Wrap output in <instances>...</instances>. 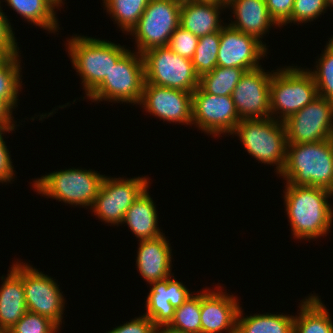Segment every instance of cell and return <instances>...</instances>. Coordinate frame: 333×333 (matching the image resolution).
<instances>
[{
  "label": "cell",
  "mask_w": 333,
  "mask_h": 333,
  "mask_svg": "<svg viewBox=\"0 0 333 333\" xmlns=\"http://www.w3.org/2000/svg\"><path fill=\"white\" fill-rule=\"evenodd\" d=\"M284 185L283 204L293 239L309 242L329 235L333 228V192L320 187Z\"/></svg>",
  "instance_id": "obj_1"
},
{
  "label": "cell",
  "mask_w": 333,
  "mask_h": 333,
  "mask_svg": "<svg viewBox=\"0 0 333 333\" xmlns=\"http://www.w3.org/2000/svg\"><path fill=\"white\" fill-rule=\"evenodd\" d=\"M64 46L72 68L81 78L80 84L85 91L83 100L105 79L130 48L107 39L79 34L66 38Z\"/></svg>",
  "instance_id": "obj_2"
},
{
  "label": "cell",
  "mask_w": 333,
  "mask_h": 333,
  "mask_svg": "<svg viewBox=\"0 0 333 333\" xmlns=\"http://www.w3.org/2000/svg\"><path fill=\"white\" fill-rule=\"evenodd\" d=\"M279 177L296 186H313L333 192V142L288 143L286 162Z\"/></svg>",
  "instance_id": "obj_3"
},
{
  "label": "cell",
  "mask_w": 333,
  "mask_h": 333,
  "mask_svg": "<svg viewBox=\"0 0 333 333\" xmlns=\"http://www.w3.org/2000/svg\"><path fill=\"white\" fill-rule=\"evenodd\" d=\"M105 174L89 168L55 170L38 178H32L33 191L45 198L69 204L75 208L91 209Z\"/></svg>",
  "instance_id": "obj_4"
},
{
  "label": "cell",
  "mask_w": 333,
  "mask_h": 333,
  "mask_svg": "<svg viewBox=\"0 0 333 333\" xmlns=\"http://www.w3.org/2000/svg\"><path fill=\"white\" fill-rule=\"evenodd\" d=\"M239 138L245 151L259 163L276 166L277 177L284 168L287 136L284 123L273 118L243 119L232 132Z\"/></svg>",
  "instance_id": "obj_5"
},
{
  "label": "cell",
  "mask_w": 333,
  "mask_h": 333,
  "mask_svg": "<svg viewBox=\"0 0 333 333\" xmlns=\"http://www.w3.org/2000/svg\"><path fill=\"white\" fill-rule=\"evenodd\" d=\"M291 65L276 68L270 81L271 118L281 122L318 97L312 75L301 65Z\"/></svg>",
  "instance_id": "obj_6"
},
{
  "label": "cell",
  "mask_w": 333,
  "mask_h": 333,
  "mask_svg": "<svg viewBox=\"0 0 333 333\" xmlns=\"http://www.w3.org/2000/svg\"><path fill=\"white\" fill-rule=\"evenodd\" d=\"M145 83L142 54L129 49L112 67L105 79L85 98L94 103L106 101L139 105Z\"/></svg>",
  "instance_id": "obj_7"
},
{
  "label": "cell",
  "mask_w": 333,
  "mask_h": 333,
  "mask_svg": "<svg viewBox=\"0 0 333 333\" xmlns=\"http://www.w3.org/2000/svg\"><path fill=\"white\" fill-rule=\"evenodd\" d=\"M182 0H150L137 24L127 34L132 36L134 49L145 51L168 46L172 33L180 26Z\"/></svg>",
  "instance_id": "obj_8"
},
{
  "label": "cell",
  "mask_w": 333,
  "mask_h": 333,
  "mask_svg": "<svg viewBox=\"0 0 333 333\" xmlns=\"http://www.w3.org/2000/svg\"><path fill=\"white\" fill-rule=\"evenodd\" d=\"M150 180L145 175L132 178L105 175L90 212L107 226H122L126 211L150 186Z\"/></svg>",
  "instance_id": "obj_9"
},
{
  "label": "cell",
  "mask_w": 333,
  "mask_h": 333,
  "mask_svg": "<svg viewBox=\"0 0 333 333\" xmlns=\"http://www.w3.org/2000/svg\"><path fill=\"white\" fill-rule=\"evenodd\" d=\"M145 82L160 87L193 93L200 77L192 61L173 52L168 46L155 47L142 53Z\"/></svg>",
  "instance_id": "obj_10"
},
{
  "label": "cell",
  "mask_w": 333,
  "mask_h": 333,
  "mask_svg": "<svg viewBox=\"0 0 333 333\" xmlns=\"http://www.w3.org/2000/svg\"><path fill=\"white\" fill-rule=\"evenodd\" d=\"M240 121L231 96L209 94L200 87L192 93V126L201 133L229 137Z\"/></svg>",
  "instance_id": "obj_11"
},
{
  "label": "cell",
  "mask_w": 333,
  "mask_h": 333,
  "mask_svg": "<svg viewBox=\"0 0 333 333\" xmlns=\"http://www.w3.org/2000/svg\"><path fill=\"white\" fill-rule=\"evenodd\" d=\"M39 269V270H38ZM23 262V286L27 311L45 316L60 329L64 324L66 297L53 277ZM65 297V298H64Z\"/></svg>",
  "instance_id": "obj_12"
},
{
  "label": "cell",
  "mask_w": 333,
  "mask_h": 333,
  "mask_svg": "<svg viewBox=\"0 0 333 333\" xmlns=\"http://www.w3.org/2000/svg\"><path fill=\"white\" fill-rule=\"evenodd\" d=\"M288 143H310L331 139L333 101L317 97L284 122Z\"/></svg>",
  "instance_id": "obj_13"
},
{
  "label": "cell",
  "mask_w": 333,
  "mask_h": 333,
  "mask_svg": "<svg viewBox=\"0 0 333 333\" xmlns=\"http://www.w3.org/2000/svg\"><path fill=\"white\" fill-rule=\"evenodd\" d=\"M139 107L169 124L192 128V93L145 82ZM187 125V126H186Z\"/></svg>",
  "instance_id": "obj_14"
},
{
  "label": "cell",
  "mask_w": 333,
  "mask_h": 333,
  "mask_svg": "<svg viewBox=\"0 0 333 333\" xmlns=\"http://www.w3.org/2000/svg\"><path fill=\"white\" fill-rule=\"evenodd\" d=\"M266 71V72H265ZM275 70L246 71L231 94L240 120L270 118V81Z\"/></svg>",
  "instance_id": "obj_15"
},
{
  "label": "cell",
  "mask_w": 333,
  "mask_h": 333,
  "mask_svg": "<svg viewBox=\"0 0 333 333\" xmlns=\"http://www.w3.org/2000/svg\"><path fill=\"white\" fill-rule=\"evenodd\" d=\"M268 47L256 37L242 33L226 23L220 30L217 66L238 67L246 71L259 68L262 66L260 60L268 56Z\"/></svg>",
  "instance_id": "obj_16"
},
{
  "label": "cell",
  "mask_w": 333,
  "mask_h": 333,
  "mask_svg": "<svg viewBox=\"0 0 333 333\" xmlns=\"http://www.w3.org/2000/svg\"><path fill=\"white\" fill-rule=\"evenodd\" d=\"M221 285L200 291L201 333H236L240 300Z\"/></svg>",
  "instance_id": "obj_17"
},
{
  "label": "cell",
  "mask_w": 333,
  "mask_h": 333,
  "mask_svg": "<svg viewBox=\"0 0 333 333\" xmlns=\"http://www.w3.org/2000/svg\"><path fill=\"white\" fill-rule=\"evenodd\" d=\"M149 287L150 291L144 304L146 312L143 314L157 328L169 325L173 320L175 309L194 294L182 281L177 280L174 274L166 279L150 283Z\"/></svg>",
  "instance_id": "obj_18"
},
{
  "label": "cell",
  "mask_w": 333,
  "mask_h": 333,
  "mask_svg": "<svg viewBox=\"0 0 333 333\" xmlns=\"http://www.w3.org/2000/svg\"><path fill=\"white\" fill-rule=\"evenodd\" d=\"M138 242L136 270L148 285L174 274L172 246L165 234L155 239Z\"/></svg>",
  "instance_id": "obj_19"
},
{
  "label": "cell",
  "mask_w": 333,
  "mask_h": 333,
  "mask_svg": "<svg viewBox=\"0 0 333 333\" xmlns=\"http://www.w3.org/2000/svg\"><path fill=\"white\" fill-rule=\"evenodd\" d=\"M14 262L9 267L7 276L0 277L2 280L0 286V327L6 333L27 312L23 286V261L15 258Z\"/></svg>",
  "instance_id": "obj_20"
},
{
  "label": "cell",
  "mask_w": 333,
  "mask_h": 333,
  "mask_svg": "<svg viewBox=\"0 0 333 333\" xmlns=\"http://www.w3.org/2000/svg\"><path fill=\"white\" fill-rule=\"evenodd\" d=\"M231 12L229 25L242 33L256 37L265 46L262 39L269 35L270 29L276 28V23L269 15L265 0H232L226 5V11Z\"/></svg>",
  "instance_id": "obj_21"
},
{
  "label": "cell",
  "mask_w": 333,
  "mask_h": 333,
  "mask_svg": "<svg viewBox=\"0 0 333 333\" xmlns=\"http://www.w3.org/2000/svg\"><path fill=\"white\" fill-rule=\"evenodd\" d=\"M225 10L226 5L223 3L182 0L180 26L197 37L218 32L226 24L221 19Z\"/></svg>",
  "instance_id": "obj_22"
},
{
  "label": "cell",
  "mask_w": 333,
  "mask_h": 333,
  "mask_svg": "<svg viewBox=\"0 0 333 333\" xmlns=\"http://www.w3.org/2000/svg\"><path fill=\"white\" fill-rule=\"evenodd\" d=\"M149 186L133 202L126 211L122 225L128 226L132 234L138 238L137 241L155 239L163 234L158 224V210L156 202L150 196Z\"/></svg>",
  "instance_id": "obj_23"
},
{
  "label": "cell",
  "mask_w": 333,
  "mask_h": 333,
  "mask_svg": "<svg viewBox=\"0 0 333 333\" xmlns=\"http://www.w3.org/2000/svg\"><path fill=\"white\" fill-rule=\"evenodd\" d=\"M298 307L293 333H333L332 316L318 293L305 296Z\"/></svg>",
  "instance_id": "obj_24"
},
{
  "label": "cell",
  "mask_w": 333,
  "mask_h": 333,
  "mask_svg": "<svg viewBox=\"0 0 333 333\" xmlns=\"http://www.w3.org/2000/svg\"><path fill=\"white\" fill-rule=\"evenodd\" d=\"M5 2L9 9L15 11L24 22L33 24L48 33L58 35L60 30L58 16V8L50 0H0ZM57 9V10H56Z\"/></svg>",
  "instance_id": "obj_25"
},
{
  "label": "cell",
  "mask_w": 333,
  "mask_h": 333,
  "mask_svg": "<svg viewBox=\"0 0 333 333\" xmlns=\"http://www.w3.org/2000/svg\"><path fill=\"white\" fill-rule=\"evenodd\" d=\"M240 306L236 319V333H293L294 315L287 313H255L244 315Z\"/></svg>",
  "instance_id": "obj_26"
},
{
  "label": "cell",
  "mask_w": 333,
  "mask_h": 333,
  "mask_svg": "<svg viewBox=\"0 0 333 333\" xmlns=\"http://www.w3.org/2000/svg\"><path fill=\"white\" fill-rule=\"evenodd\" d=\"M150 0H102V5L113 24L128 34L137 24Z\"/></svg>",
  "instance_id": "obj_27"
},
{
  "label": "cell",
  "mask_w": 333,
  "mask_h": 333,
  "mask_svg": "<svg viewBox=\"0 0 333 333\" xmlns=\"http://www.w3.org/2000/svg\"><path fill=\"white\" fill-rule=\"evenodd\" d=\"M21 54L9 56L0 65V97H2L13 109L19 104V96L22 93V64ZM21 92V93H20Z\"/></svg>",
  "instance_id": "obj_28"
},
{
  "label": "cell",
  "mask_w": 333,
  "mask_h": 333,
  "mask_svg": "<svg viewBox=\"0 0 333 333\" xmlns=\"http://www.w3.org/2000/svg\"><path fill=\"white\" fill-rule=\"evenodd\" d=\"M246 70L238 67L216 66L212 72L199 79V87L206 93L217 96H231Z\"/></svg>",
  "instance_id": "obj_29"
},
{
  "label": "cell",
  "mask_w": 333,
  "mask_h": 333,
  "mask_svg": "<svg viewBox=\"0 0 333 333\" xmlns=\"http://www.w3.org/2000/svg\"><path fill=\"white\" fill-rule=\"evenodd\" d=\"M321 56L315 61L314 69L306 70L312 75L318 96L333 101V40L328 39Z\"/></svg>",
  "instance_id": "obj_30"
},
{
  "label": "cell",
  "mask_w": 333,
  "mask_h": 333,
  "mask_svg": "<svg viewBox=\"0 0 333 333\" xmlns=\"http://www.w3.org/2000/svg\"><path fill=\"white\" fill-rule=\"evenodd\" d=\"M219 46L220 31L199 37L195 54L191 59L196 74L199 77L212 72L217 66Z\"/></svg>",
  "instance_id": "obj_31"
},
{
  "label": "cell",
  "mask_w": 333,
  "mask_h": 333,
  "mask_svg": "<svg viewBox=\"0 0 333 333\" xmlns=\"http://www.w3.org/2000/svg\"><path fill=\"white\" fill-rule=\"evenodd\" d=\"M194 292L179 308L175 309L169 326L186 333H201L200 291Z\"/></svg>",
  "instance_id": "obj_32"
},
{
  "label": "cell",
  "mask_w": 333,
  "mask_h": 333,
  "mask_svg": "<svg viewBox=\"0 0 333 333\" xmlns=\"http://www.w3.org/2000/svg\"><path fill=\"white\" fill-rule=\"evenodd\" d=\"M328 10L326 0H295L291 13V24H309Z\"/></svg>",
  "instance_id": "obj_33"
},
{
  "label": "cell",
  "mask_w": 333,
  "mask_h": 333,
  "mask_svg": "<svg viewBox=\"0 0 333 333\" xmlns=\"http://www.w3.org/2000/svg\"><path fill=\"white\" fill-rule=\"evenodd\" d=\"M60 331L49 318L27 311L7 333H60Z\"/></svg>",
  "instance_id": "obj_34"
},
{
  "label": "cell",
  "mask_w": 333,
  "mask_h": 333,
  "mask_svg": "<svg viewBox=\"0 0 333 333\" xmlns=\"http://www.w3.org/2000/svg\"><path fill=\"white\" fill-rule=\"evenodd\" d=\"M199 37L179 26L170 37L168 47L181 57L192 59Z\"/></svg>",
  "instance_id": "obj_35"
},
{
  "label": "cell",
  "mask_w": 333,
  "mask_h": 333,
  "mask_svg": "<svg viewBox=\"0 0 333 333\" xmlns=\"http://www.w3.org/2000/svg\"><path fill=\"white\" fill-rule=\"evenodd\" d=\"M2 6L3 3L1 4L0 2V51L8 56H16L21 54V50L15 37V29L11 25V20L8 19V16L2 10Z\"/></svg>",
  "instance_id": "obj_36"
},
{
  "label": "cell",
  "mask_w": 333,
  "mask_h": 333,
  "mask_svg": "<svg viewBox=\"0 0 333 333\" xmlns=\"http://www.w3.org/2000/svg\"><path fill=\"white\" fill-rule=\"evenodd\" d=\"M15 130L17 129H0V184L2 185L12 184L16 180L15 177L17 178L15 175L18 174L14 170L10 148H7V142L4 140V134H9Z\"/></svg>",
  "instance_id": "obj_37"
},
{
  "label": "cell",
  "mask_w": 333,
  "mask_h": 333,
  "mask_svg": "<svg viewBox=\"0 0 333 333\" xmlns=\"http://www.w3.org/2000/svg\"><path fill=\"white\" fill-rule=\"evenodd\" d=\"M270 17L276 25L282 27L291 25V13L295 0H265Z\"/></svg>",
  "instance_id": "obj_38"
},
{
  "label": "cell",
  "mask_w": 333,
  "mask_h": 333,
  "mask_svg": "<svg viewBox=\"0 0 333 333\" xmlns=\"http://www.w3.org/2000/svg\"><path fill=\"white\" fill-rule=\"evenodd\" d=\"M112 328L105 333H157V327L144 314Z\"/></svg>",
  "instance_id": "obj_39"
},
{
  "label": "cell",
  "mask_w": 333,
  "mask_h": 333,
  "mask_svg": "<svg viewBox=\"0 0 333 333\" xmlns=\"http://www.w3.org/2000/svg\"><path fill=\"white\" fill-rule=\"evenodd\" d=\"M15 111L2 97H0V129H17L20 125L15 120Z\"/></svg>",
  "instance_id": "obj_40"
},
{
  "label": "cell",
  "mask_w": 333,
  "mask_h": 333,
  "mask_svg": "<svg viewBox=\"0 0 333 333\" xmlns=\"http://www.w3.org/2000/svg\"><path fill=\"white\" fill-rule=\"evenodd\" d=\"M157 333H186V332L173 328L169 325H164L157 328Z\"/></svg>",
  "instance_id": "obj_41"
},
{
  "label": "cell",
  "mask_w": 333,
  "mask_h": 333,
  "mask_svg": "<svg viewBox=\"0 0 333 333\" xmlns=\"http://www.w3.org/2000/svg\"><path fill=\"white\" fill-rule=\"evenodd\" d=\"M50 1L58 8V10H60L62 6L67 4L64 2L65 0H50Z\"/></svg>",
  "instance_id": "obj_42"
},
{
  "label": "cell",
  "mask_w": 333,
  "mask_h": 333,
  "mask_svg": "<svg viewBox=\"0 0 333 333\" xmlns=\"http://www.w3.org/2000/svg\"><path fill=\"white\" fill-rule=\"evenodd\" d=\"M9 56L6 54V53H4V52H2V51H0V65L8 58Z\"/></svg>",
  "instance_id": "obj_43"
},
{
  "label": "cell",
  "mask_w": 333,
  "mask_h": 333,
  "mask_svg": "<svg viewBox=\"0 0 333 333\" xmlns=\"http://www.w3.org/2000/svg\"><path fill=\"white\" fill-rule=\"evenodd\" d=\"M326 3H327V6H328V9H332L333 8V0H326Z\"/></svg>",
  "instance_id": "obj_44"
},
{
  "label": "cell",
  "mask_w": 333,
  "mask_h": 333,
  "mask_svg": "<svg viewBox=\"0 0 333 333\" xmlns=\"http://www.w3.org/2000/svg\"><path fill=\"white\" fill-rule=\"evenodd\" d=\"M194 1H212V2L221 3V0H194Z\"/></svg>",
  "instance_id": "obj_45"
},
{
  "label": "cell",
  "mask_w": 333,
  "mask_h": 333,
  "mask_svg": "<svg viewBox=\"0 0 333 333\" xmlns=\"http://www.w3.org/2000/svg\"><path fill=\"white\" fill-rule=\"evenodd\" d=\"M232 0H221V3L228 5Z\"/></svg>",
  "instance_id": "obj_46"
},
{
  "label": "cell",
  "mask_w": 333,
  "mask_h": 333,
  "mask_svg": "<svg viewBox=\"0 0 333 333\" xmlns=\"http://www.w3.org/2000/svg\"><path fill=\"white\" fill-rule=\"evenodd\" d=\"M0 333H6V332L0 327Z\"/></svg>",
  "instance_id": "obj_47"
}]
</instances>
